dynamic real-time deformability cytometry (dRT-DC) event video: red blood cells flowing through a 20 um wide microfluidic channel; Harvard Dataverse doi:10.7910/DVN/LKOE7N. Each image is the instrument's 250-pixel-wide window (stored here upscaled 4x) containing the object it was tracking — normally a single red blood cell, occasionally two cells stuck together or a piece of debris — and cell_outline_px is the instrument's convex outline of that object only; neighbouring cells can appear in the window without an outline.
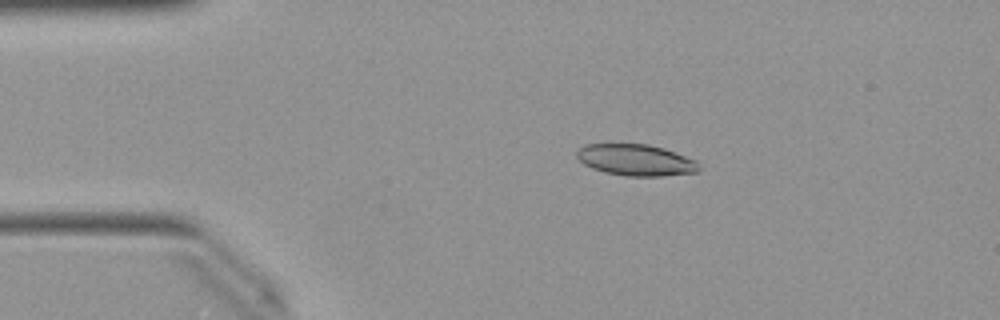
{"species": "Egyptian fruit bat (a non-hibernating species)", "species_latin": "Rousettus aegyptiacus", "temperature_condition": "warm", "stored_images_in_passage": 49, "camera_frame_rate_fps": 3000, "um_per_image_px": 0.085, "animal": {"sex": "female"}, "frame": {"image": 1, "passage_image": 8, "time_ms": 2.333, "image_size_px": [1000, 320], "cell_outline_px": [[700, 168], [696, 172], [664, 176], [624, 176], [604, 172], [592, 168], [584, 164], [576, 156], [576, 152], [584, 144], [648, 144], [664, 148], [696, 160]], "centroid_in_image_um": [54.04, 13.6], "position_along_channel_um": 31.0, "area_um2": 22.37}}
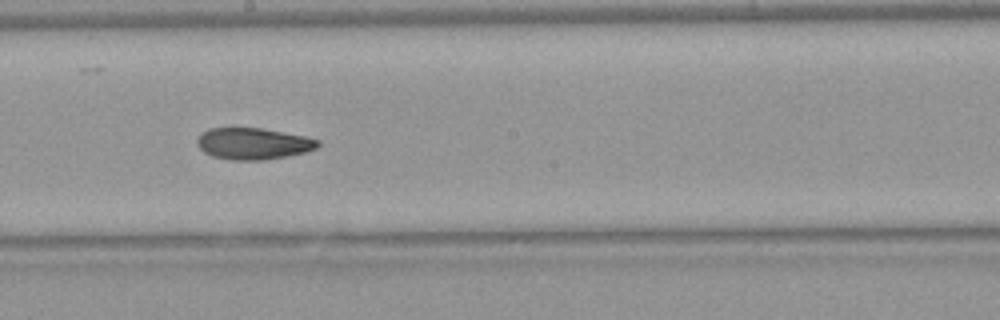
{"frame": {"image": 2, "passage_image": 26, "time_ms": 8.333, "image_size_px": [1000, 320], "cell_outline_px": [[320, 144], [316, 148], [304, 152], [288, 156], [264, 160], [228, 160], [212, 156], [204, 152], [200, 148], [196, 140], [200, 132], [208, 128], [260, 128], [304, 136], [320, 140]], "centroid_in_image_um": [21.49, 12.21], "position_along_channel_um": 226.7, "area_um2": 22.25}}
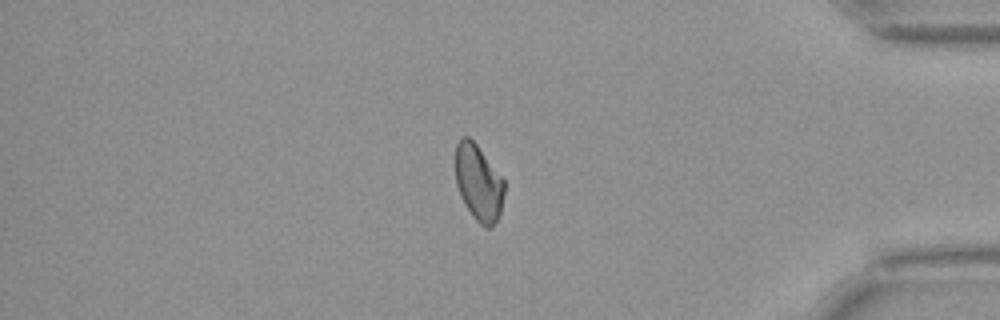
{"frame": {"image": 3, "passage_image": 41, "time_ms": 13.333, "image_size_px": [1000, 320], "cell_outline_px": [[504, 192], [500, 212], [492, 228], [484, 228], [472, 216], [460, 196], [456, 184], [456, 144], [460, 136], [468, 136], [476, 144], [504, 176]], "centroid_in_image_um": [40.69, 15.52], "position_along_channel_um": 394.5, "area_um2": 21.96}, "authors_computed_cell_mechanics": {"area_um2": 22.5998, "velocity_mm_per_s": 4.0329, "shape_relaxation_time_tau1_ms": 7.8955, "shape_relaxation_time_tau2_ms": 3.8204, "deformation_change_tau1": 0.1813, "deformation_change_tau2": 0.0916}}